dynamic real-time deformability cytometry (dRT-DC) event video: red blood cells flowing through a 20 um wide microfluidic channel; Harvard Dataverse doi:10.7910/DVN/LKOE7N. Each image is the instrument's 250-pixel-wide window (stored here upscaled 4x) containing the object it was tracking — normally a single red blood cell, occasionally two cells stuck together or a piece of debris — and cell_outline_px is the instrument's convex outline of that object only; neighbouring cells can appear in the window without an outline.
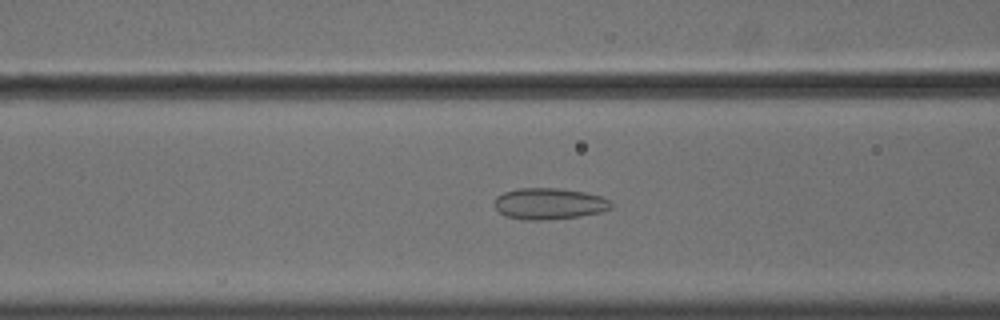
{"species": "common noctule bat (a hibernating species)", "species_latin": "Nyctalus noctula", "temperature_condition": "cold", "stored_images_in_passage": 57, "camera_frame_rate_fps": 3000, "um_per_image_px": 0.085, "animal": {"sex": "male", "body_mass_g": 18.8}, "frame": {"image": 1, "passage_image": 24, "time_ms": 7.667, "image_size_px": [1000, 320], "cell_outline_px": [[612, 208], [600, 212], [580, 216], [540, 220], [524, 220], [508, 216], [500, 212], [492, 204], [492, 200], [496, 196], [504, 192], [516, 188], [560, 188], [584, 192], [600, 196], [612, 200]], "centroid_in_image_um": [46.66, 17.3], "position_along_channel_um": 119.9, "area_um2": 21.44}}
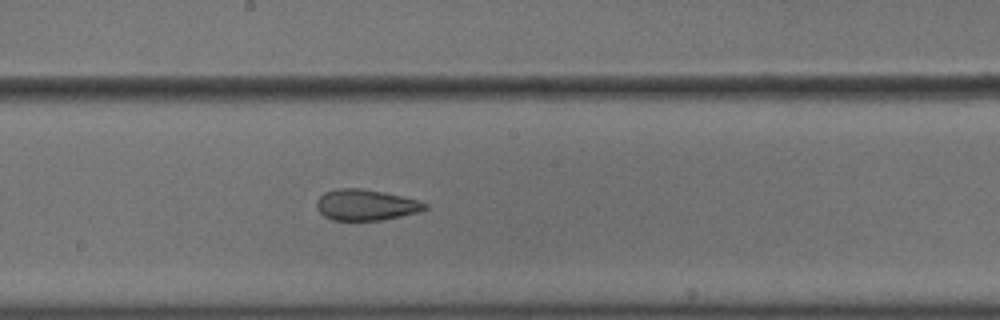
{"frame": {"image": 2, "passage_image": 32, "time_ms": 10.333, "image_size_px": [1000, 320], "cell_outline_px": [[428, 208], [420, 212], [380, 220], [332, 220], [324, 216], [316, 208], [316, 200], [324, 192], [336, 188], [360, 188], [384, 192], [416, 200], [428, 204]], "centroid_in_image_um": [31.06, 17.41], "position_along_channel_um": 217.1, "area_um2": 19.54}}
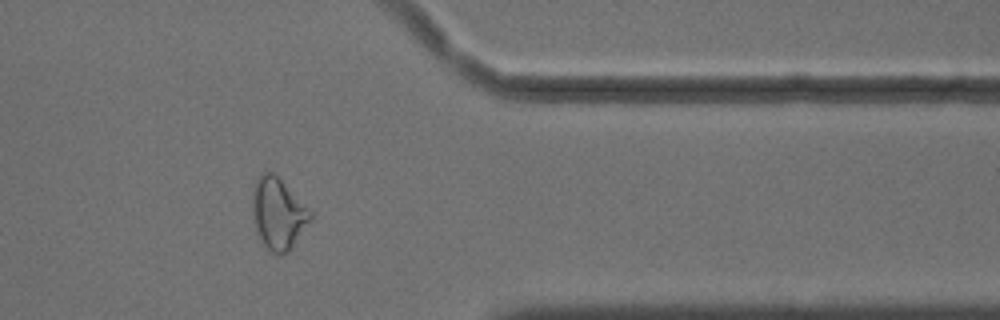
{"frame": {"image": 3, "passage_image": 47, "time_ms": 15.333, "image_size_px": [1000, 320], "cell_outline_px": [[312, 220], [288, 252], [280, 256], [272, 252], [260, 240], [256, 228], [252, 212], [252, 196], [256, 180], [260, 172], [272, 172], [312, 212]], "centroid_in_image_um": [23.63, 18.18], "position_along_channel_um": 387.8, "area_um2": 23.81}, "authors_computed_cell_mechanics": {"area_um2": 23.8714, "velocity_mm_per_s": 3.6332, "shape_relaxation_time_tau1_ms": null, "shape_relaxation_time_tau2_ms": 2.4553, "deformation_change_tau1": null, "deformation_change_tau2": 0.0915}}